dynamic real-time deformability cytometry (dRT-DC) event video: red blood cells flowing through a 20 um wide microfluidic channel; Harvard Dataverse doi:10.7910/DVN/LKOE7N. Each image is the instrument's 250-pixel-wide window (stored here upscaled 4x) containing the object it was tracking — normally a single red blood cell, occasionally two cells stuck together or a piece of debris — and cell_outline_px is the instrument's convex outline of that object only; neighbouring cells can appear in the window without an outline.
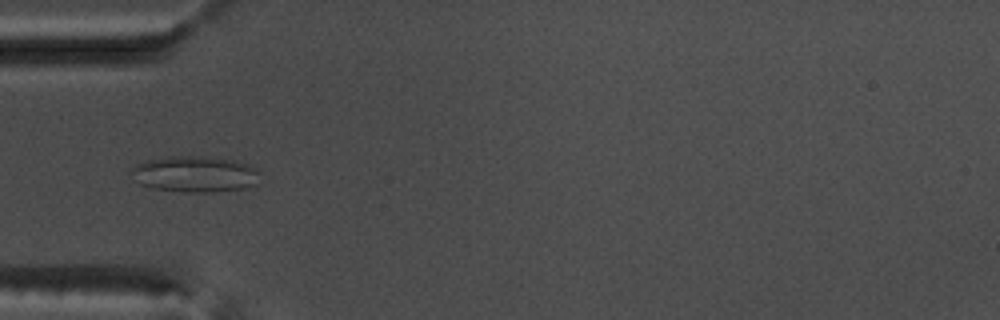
{"species": "common noctule bat (a hibernating species)", "species_latin": "Nyctalus noctula", "temperature_condition": "warm", "stored_images_in_passage": 53, "camera_frame_rate_fps": 3000, "um_per_image_px": 0.085, "animal": {"sex": "male", "body_mass_g": 17.5, "forearm_length_mm": 52.3}, "frame": {"image": 1, "passage_image": 17, "time_ms": 5.333, "image_size_px": [1000, 320], "cell_outline_px": [[260, 184], [244, 188], [208, 192], [188, 192], [152, 188], [140, 184], [128, 172], [136, 164], [148, 160], [168, 156], [204, 156], [232, 160], [248, 164], [256, 168]], "centroid_in_image_um": [16.56, 14.79], "position_along_channel_um": 68.4, "area_um2": 27.11}}
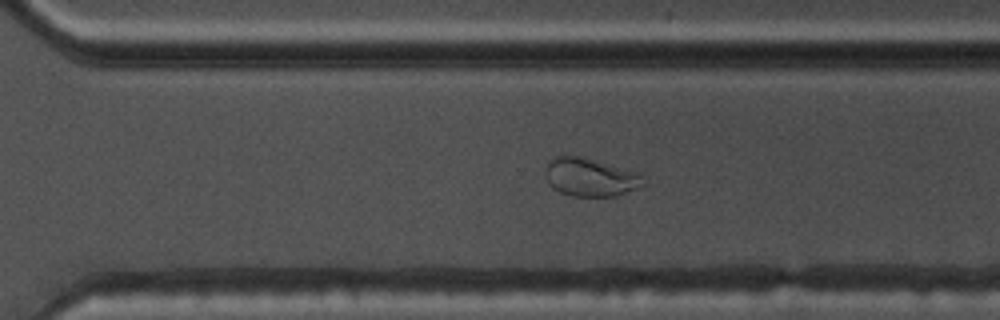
{"frame": {"image": 2, "passage_image": 37, "time_ms": 12.0, "image_size_px": [1000, 320], "cell_outline_px": [[648, 184], [616, 196], [572, 196], [560, 192], [552, 188], [548, 184], [544, 172], [548, 160], [552, 156], [580, 156], [640, 172], [644, 176]], "centroid_in_image_um": [50.19, 15.06], "position_along_channel_um": 320.4, "area_um2": 22.31}}
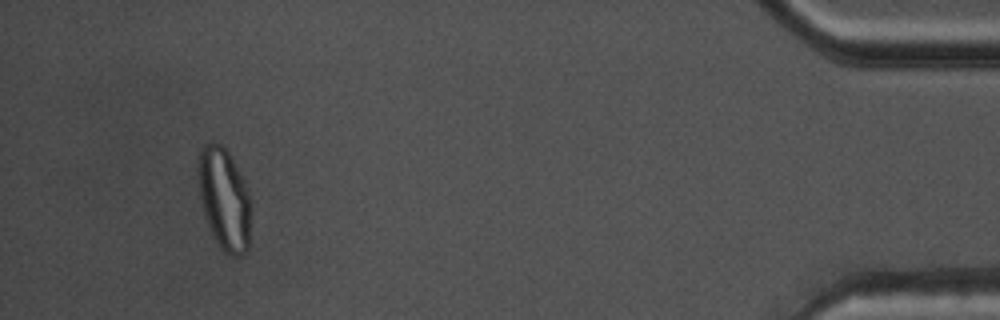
{"frame": {"image": 3, "passage_image": 50, "time_ms": 16.333, "image_size_px": [1000, 320], "cell_outline_px": [[252, 212], [248, 248], [240, 256], [232, 256], [224, 252], [220, 248], [204, 216], [200, 196], [196, 168], [200, 148], [204, 144], [224, 144], [244, 180], [248, 192]], "centroid_in_image_um": [19.06, 16.9], "position_along_channel_um": 416.1, "area_um2": 31.73}}